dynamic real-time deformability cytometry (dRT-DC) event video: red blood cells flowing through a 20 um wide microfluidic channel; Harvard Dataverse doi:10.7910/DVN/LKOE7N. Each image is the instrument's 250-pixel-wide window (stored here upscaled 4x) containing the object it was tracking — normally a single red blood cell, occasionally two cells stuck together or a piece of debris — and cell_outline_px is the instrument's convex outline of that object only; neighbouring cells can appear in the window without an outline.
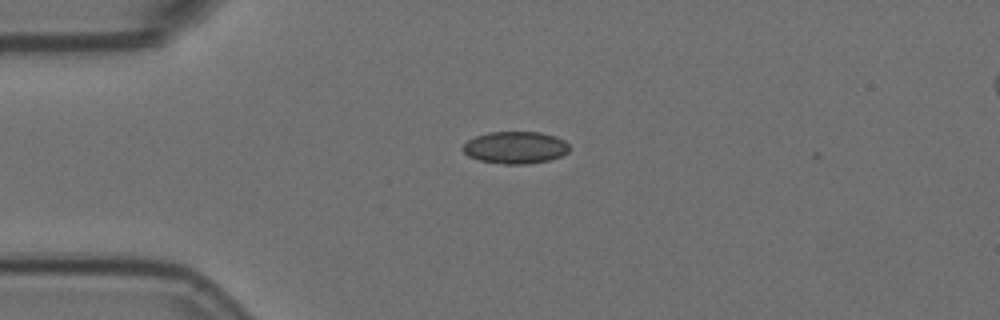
{"species": "Egyptian fruit bat (a non-hibernating species)", "species_latin": "Rousettus aegyptiacus", "temperature_condition": "room temperature", "stored_images_in_passage": 3, "segment_of_instrument_passage": [1, 2], "camera_frame_rate_fps": 3000, "um_per_image_px": 0.085, "animal": {"sex": "female"}, "frame": {"image": 1, "passage_image": 1, "time_ms": 0.0, "image_size_px": [1000, 320], "cell_outline_px": [[568, 152], [560, 156], [548, 160], [528, 164], [504, 164], [480, 160], [468, 156], [460, 148], [468, 140], [476, 136], [488, 132], [540, 132], [556, 136], [564, 140], [568, 144]], "centroid_in_image_um": [43.79, 12.53], "position_along_channel_um": 41.2, "area_um2": 19.94}}